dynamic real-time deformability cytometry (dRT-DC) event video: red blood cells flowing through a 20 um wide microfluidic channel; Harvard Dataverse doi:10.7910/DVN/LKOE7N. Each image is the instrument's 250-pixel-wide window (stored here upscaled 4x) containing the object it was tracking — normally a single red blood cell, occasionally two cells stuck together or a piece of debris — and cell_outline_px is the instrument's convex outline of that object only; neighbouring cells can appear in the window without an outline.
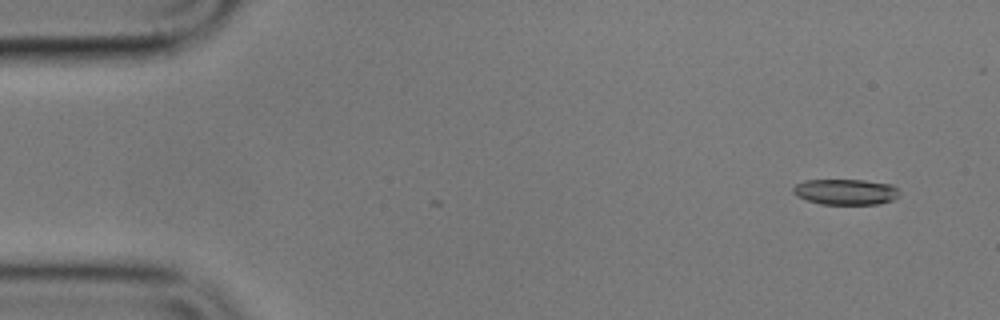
{"species": "common noctule bat (a hibernating species)", "species_latin": "Nyctalus noctula", "temperature_condition": "cold", "stored_images_in_passage": 4, "camera_frame_rate_fps": 3000, "um_per_image_px": 0.085, "animal": {"sex": "male", "body_mass_g": 17.9}, "frame": {"image": 1, "passage_image": 1, "time_ms": 0.0, "image_size_px": [1000, 320], "cell_outline_px": [[900, 196], [892, 200], [880, 204], [820, 204], [796, 196], [792, 192], [792, 188], [796, 184], [804, 180], [864, 180], [892, 184], [900, 192]], "centroid_in_image_um": [71.89, 16.31], "position_along_channel_um": 13.1, "area_um2": 16.07}}
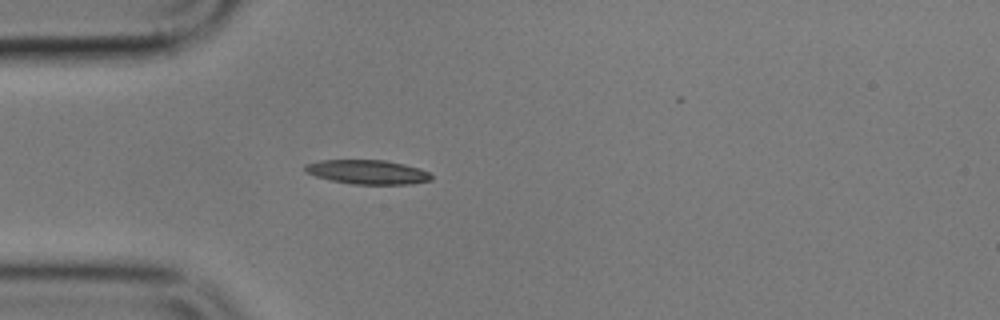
{"frame": {"image": 2, "passage_image": 4, "time_ms": 4.333, "image_size_px": [1000, 320], "cell_outline_px": [[432, 180], [412, 184], [352, 184], [332, 180], [316, 176], [304, 172], [304, 164], [320, 160], [384, 160], [404, 164], [420, 168], [428, 172], [432, 176]], "centroid_in_image_um": [31.23, 14.62], "position_along_channel_um": 53.8, "area_um2": 17.86}}